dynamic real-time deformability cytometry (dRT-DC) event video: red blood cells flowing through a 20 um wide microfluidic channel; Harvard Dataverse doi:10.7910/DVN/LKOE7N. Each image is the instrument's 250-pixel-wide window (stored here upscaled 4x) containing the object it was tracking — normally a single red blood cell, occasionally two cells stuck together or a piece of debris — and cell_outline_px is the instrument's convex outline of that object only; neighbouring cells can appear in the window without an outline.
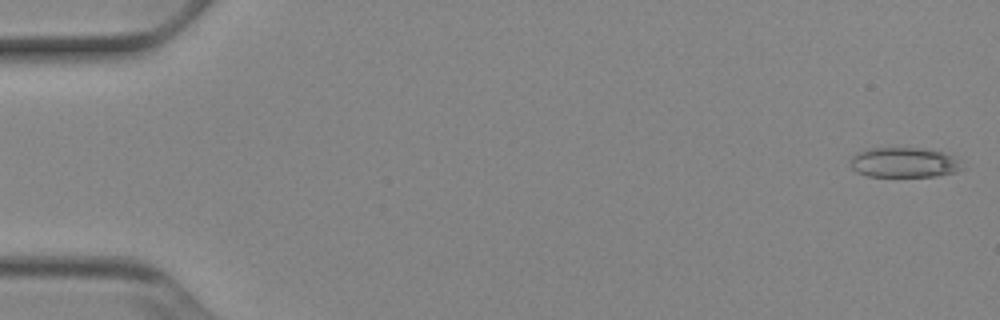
{"species": "Egyptian fruit bat (a non-hibernating species)", "species_latin": "Rousettus aegyptiacus", "temperature_condition": "cold", "stored_images_in_passage": 52, "camera_frame_rate_fps": 3000, "um_per_image_px": 0.085, "animal": {"sex": "female"}, "frame": {"image": 1, "passage_image": 1, "time_ms": 0.0, "image_size_px": [1000, 320], "cell_outline_px": [[964, 168], [956, 172], [936, 176], [868, 176], [856, 172], [852, 168], [852, 156], [856, 152], [868, 148], [920, 148], [940, 152], [952, 156]], "centroid_in_image_um": [76.81, 13.81], "position_along_channel_um": 8.2, "area_um2": 19.31}}
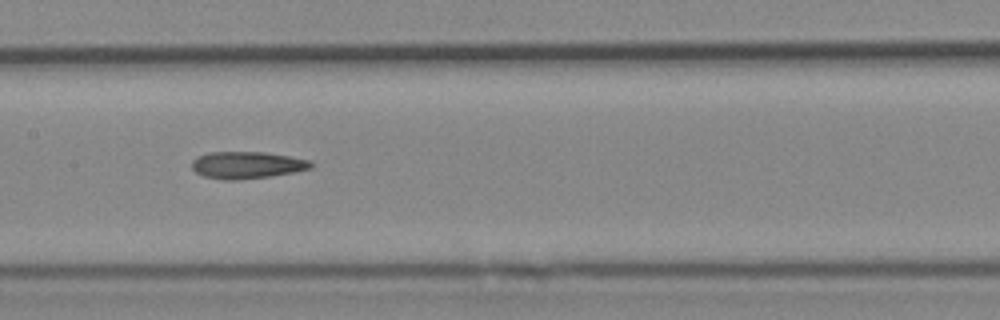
{"frame": {"image": 2, "passage_image": 26, "time_ms": 8.333, "image_size_px": [1000, 320], "cell_outline_px": [[312, 168], [292, 172], [268, 176], [236, 180], [228, 180], [204, 176], [196, 172], [192, 168], [192, 160], [196, 156], [208, 152], [264, 152], [312, 160]], "centroid_in_image_um": [20.97, 14.01], "position_along_channel_um": 186.4, "area_um2": 18.61}}
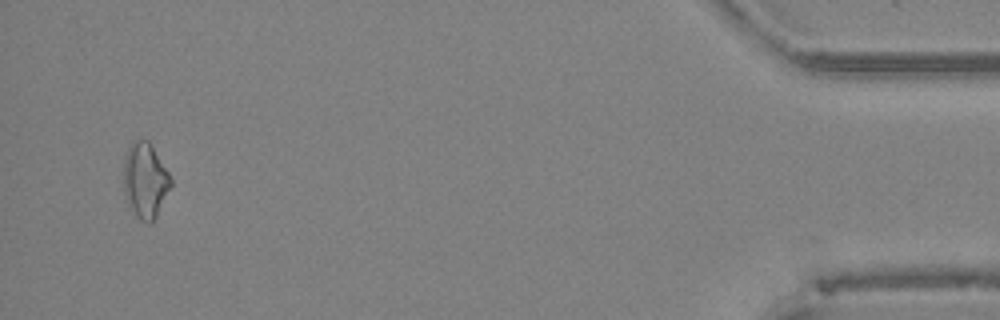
{"frame": {"image": 3, "passage_image": 50, "time_ms": 16.333, "image_size_px": [1000, 320], "cell_outline_px": [[172, 184], [156, 216], [148, 224], [140, 220], [136, 216], [128, 204], [124, 192], [124, 156], [132, 140], [148, 140], [168, 172], [172, 180]], "centroid_in_image_um": [12.32, 15.33], "position_along_channel_um": 422.9, "area_um2": 20.46}, "authors_computed_cell_mechanics": {"area_um2": 19.1896, "velocity_mm_per_s": 3.9114, "shape_relaxation_time_tau1_ms": null, "shape_relaxation_time_tau2_ms": 5.8888, "deformation_change_tau1": null, "deformation_change_tau2": 0.1747}}